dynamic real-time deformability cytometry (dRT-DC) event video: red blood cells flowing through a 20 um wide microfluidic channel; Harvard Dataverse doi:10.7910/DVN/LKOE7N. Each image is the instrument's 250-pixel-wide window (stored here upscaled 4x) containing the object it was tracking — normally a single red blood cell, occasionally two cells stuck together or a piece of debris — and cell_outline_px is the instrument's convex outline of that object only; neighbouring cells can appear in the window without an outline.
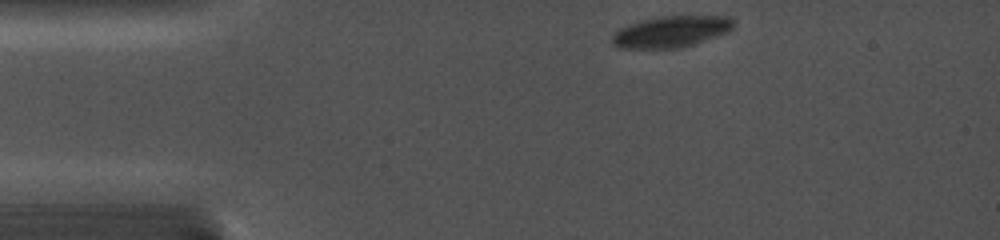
{"species": "common noctule bat (a hibernating species)", "species_latin": "Nyctalus noctula", "temperature_condition": "cold", "stored_images_in_passage": 16, "camera_frame_rate_fps": 5000, "um_per_image_px": 0.085, "animal": {"sex": "female", "body_mass_g": 19.0, "forearm_length_mm": 56.7}, "frame": {"image": 1, "passage_image": 1, "time_ms": 0.0, "image_size_px": [1000, 240], "cell_outline_px": [[736, 24], [732, 28], [724, 32], [692, 44], [680, 48], [620, 48], [612, 44], [612, 36], [620, 28], [628, 24], [640, 20], [664, 16], [728, 16]], "centroid_in_image_um": [56.99, 2.68], "position_along_channel_um": 28.0, "area_um2": 21.79}}
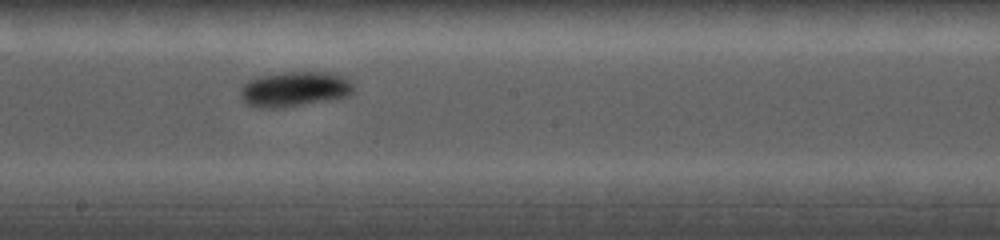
{"frame": {"image": 2, "passage_image": 7, "time_ms": 6.4, "image_size_px": [1000, 240], "cell_outline_px": [[356, 92], [348, 96], [332, 100], [284, 108], [256, 108], [244, 104], [240, 100], [240, 88], [248, 80], [260, 76], [284, 72], [328, 72], [344, 76], [352, 84]], "centroid_in_image_um": [25.02, 7.6], "position_along_channel_um": 223.2, "area_um2": 23.76}}
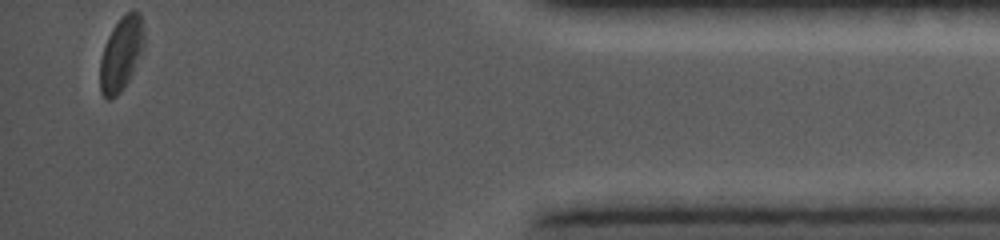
{"frame": {"image": 3, "passage_image": 16, "time_ms": 12.6, "image_size_px": [1000, 240], "cell_outline_px": [[144, 48], [124, 88], [116, 96], [108, 100], [100, 92], [100, 60], [104, 44], [112, 28], [120, 16], [124, 12], [140, 12], [144, 20]], "centroid_in_image_um": [10.31, 4.53], "position_along_channel_um": 424.9, "area_um2": 19.25}}